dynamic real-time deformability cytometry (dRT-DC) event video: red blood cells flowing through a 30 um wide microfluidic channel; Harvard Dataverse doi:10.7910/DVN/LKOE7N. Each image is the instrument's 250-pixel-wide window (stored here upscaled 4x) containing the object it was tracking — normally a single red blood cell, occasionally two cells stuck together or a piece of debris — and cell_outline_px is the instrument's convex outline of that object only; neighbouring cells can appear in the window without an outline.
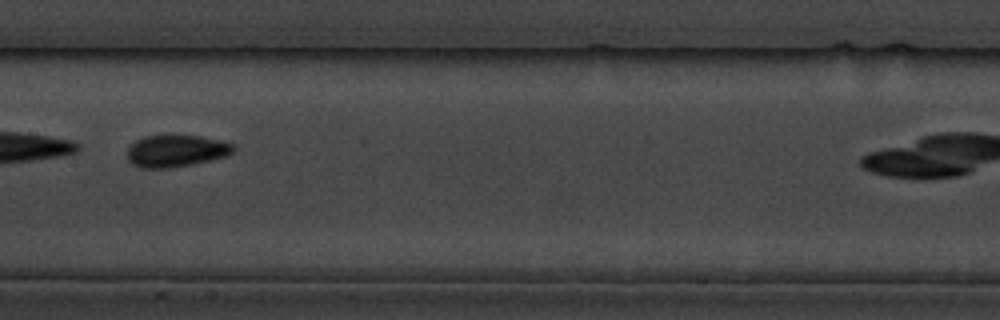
{"species": "common noctule bat (a hibernating species)", "species_latin": "Nyctalus noctula", "temperature_condition": "cold", "stored_images_in_passage": 6, "camera_frame_rate_fps": 3000, "um_per_image_px": 0.085, "animal": {"sex": "male", "body_mass_g": 19.5, "forearm_length_mm": 54.6}, "frame": {"image": 1, "passage_image": 4, "time_ms": 3.333, "image_size_px": [1000, 320], "cell_outline_px": [[236, 148], [232, 152], [224, 156], [212, 160], [192, 164], [168, 168], [140, 168], [132, 164], [128, 160], [128, 148], [136, 140], [144, 136], [168, 132], [172, 132], [200, 136], [220, 140], [236, 144]], "centroid_in_image_um": [14.96, 12.77], "position_along_channel_um": 192.4, "area_um2": 20.58}}